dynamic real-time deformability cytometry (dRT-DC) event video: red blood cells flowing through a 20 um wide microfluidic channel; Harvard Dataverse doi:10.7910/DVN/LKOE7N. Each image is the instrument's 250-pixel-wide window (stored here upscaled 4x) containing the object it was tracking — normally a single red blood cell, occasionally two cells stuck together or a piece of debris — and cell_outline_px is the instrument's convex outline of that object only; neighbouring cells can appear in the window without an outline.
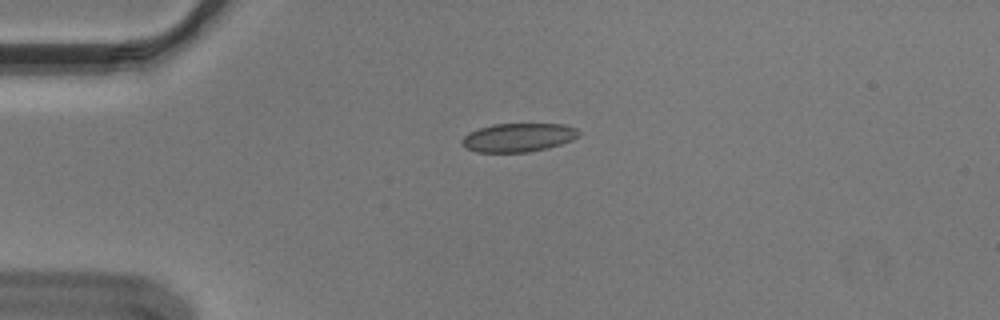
{"species": "Egyptian fruit bat (a non-hibernating species)", "species_latin": "Rousettus aegyptiacus", "temperature_condition": "cold", "stored_images_in_passage": 43, "camera_frame_rate_fps": 3000, "um_per_image_px": 0.085, "animal": {"sex": "male"}, "frame": {"image": 1, "passage_image": 1, "time_ms": 0.0, "image_size_px": [1000, 320], "cell_outline_px": [[580, 136], [572, 140], [548, 148], [528, 152], [476, 152], [464, 148], [460, 144], [460, 140], [468, 132], [492, 124], [564, 124], [576, 128], [580, 132]], "centroid_in_image_um": [44.03, 11.69], "position_along_channel_um": 41.0, "area_um2": 19.71}}
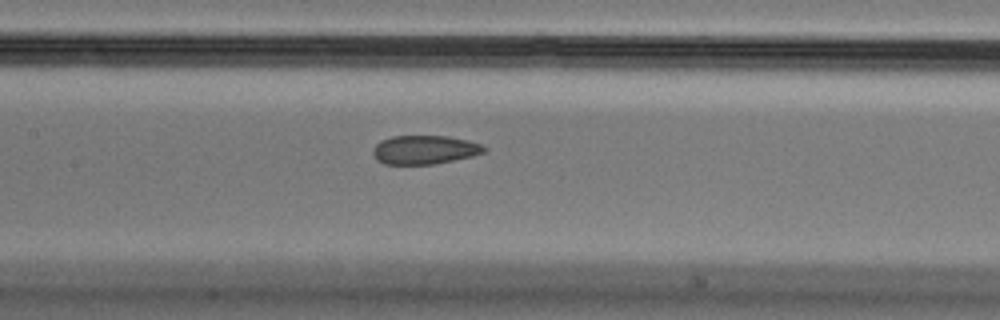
{"frame": {"image": 2, "passage_image": 14, "time_ms": 4.333, "image_size_px": [1000, 320], "cell_outline_px": [[488, 148], [484, 152], [472, 156], [432, 164], [384, 164], [376, 160], [372, 152], [372, 148], [380, 140], [392, 136], [448, 136], [468, 140], [480, 144]], "centroid_in_image_um": [36.05, 12.72], "position_along_channel_um": 171.3, "area_um2": 18.67}}
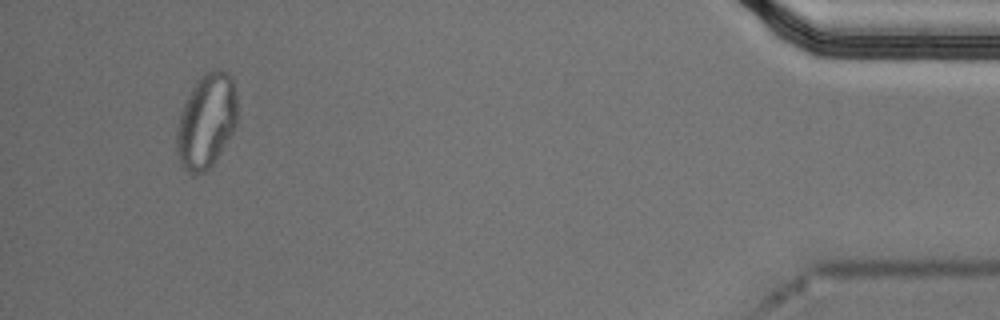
{"frame": {"image": 3, "passage_image": 40, "time_ms": 13.0, "image_size_px": [1000, 320], "cell_outline_px": [[236, 128], [212, 164], [204, 172], [196, 176], [188, 172], [180, 164], [176, 152], [176, 132], [180, 112], [196, 80], [200, 76], [212, 68], [220, 68], [228, 72], [232, 76], [236, 92]], "centroid_in_image_um": [17.54, 10.27], "position_along_channel_um": 417.7, "area_um2": 33.76}, "authors_computed_cell_mechanics": {"area_um2": 19.9988, "velocity_mm_per_s": 3.6216, "shape_relaxation_time_tau1_ms": null, "shape_relaxation_time_tau2_ms": 1.4924, "deformation_change_tau1": null, "deformation_change_tau2": 0.0594}}